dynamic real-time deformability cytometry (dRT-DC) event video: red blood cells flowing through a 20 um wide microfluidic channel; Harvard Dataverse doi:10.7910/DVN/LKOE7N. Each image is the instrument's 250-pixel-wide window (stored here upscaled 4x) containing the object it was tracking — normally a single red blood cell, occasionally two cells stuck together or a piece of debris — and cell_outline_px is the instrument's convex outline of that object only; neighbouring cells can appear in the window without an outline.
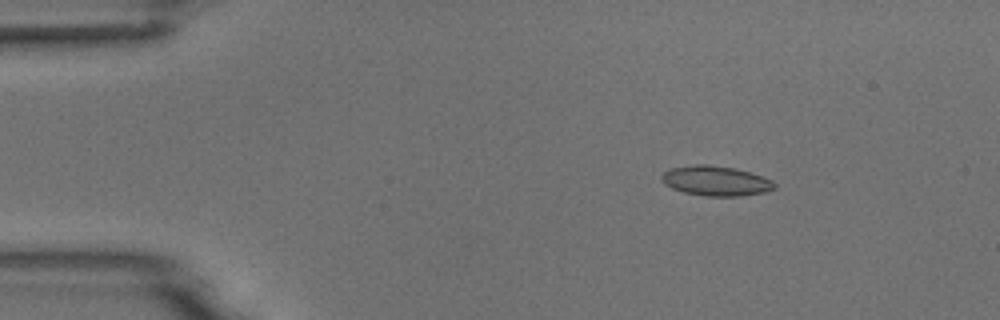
{"species": "common noctule bat (a hibernating species)", "species_latin": "Nyctalus noctula", "temperature_condition": "room temperature", "stored_images_in_passage": 4, "camera_frame_rate_fps": 3000, "um_per_image_px": 0.085, "animal": {"sex": "male", "body_mass_g": 18.8}, "frame": {"image": 1, "passage_image": 2, "time_ms": 1.0, "image_size_px": [1000, 320], "cell_outline_px": [[776, 188], [764, 192], [740, 196], [704, 196], [684, 192], [672, 188], [664, 184], [660, 180], [660, 176], [664, 172], [672, 168], [696, 164], [708, 164], [732, 168], [748, 172], [772, 180], [776, 184]], "centroid_in_image_um": [60.81, 15.38], "position_along_channel_um": 24.2, "area_um2": 19.54}}